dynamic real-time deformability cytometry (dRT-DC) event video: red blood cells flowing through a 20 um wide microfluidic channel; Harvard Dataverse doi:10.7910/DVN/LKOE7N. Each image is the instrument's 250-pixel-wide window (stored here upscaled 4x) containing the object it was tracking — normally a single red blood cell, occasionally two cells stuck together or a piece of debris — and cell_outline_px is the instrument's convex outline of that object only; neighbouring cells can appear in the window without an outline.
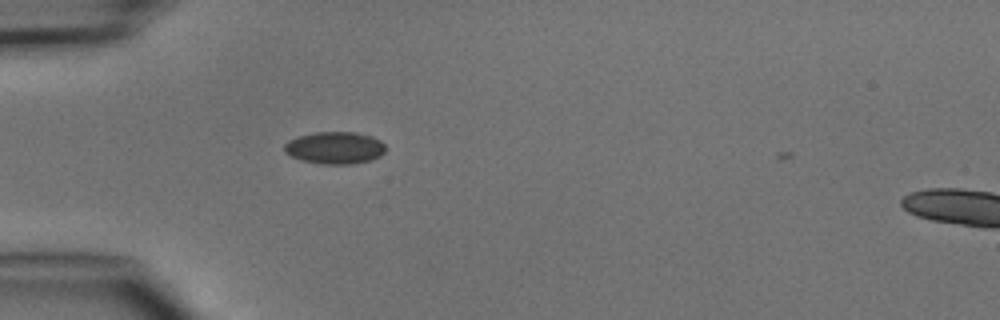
{"species": "common noctule bat (a hibernating species)", "species_latin": "Nyctalus noctula", "temperature_condition": "cold", "stored_images_in_passage": 5, "segment_of_instrument_passage": [1, 2], "camera_frame_rate_fps": 3000, "um_per_image_px": 0.085, "animal": {"sex": "male", "body_mass_g": 15.6}, "frame": {"image": 1, "passage_image": 4, "time_ms": 3.667, "image_size_px": [1000, 320], "cell_outline_px": [[384, 152], [380, 156], [372, 160], [352, 164], [320, 164], [300, 160], [284, 152], [284, 144], [288, 140], [300, 136], [316, 132], [356, 132], [372, 136], [380, 140], [384, 144]], "centroid_in_image_um": [28.46, 12.57], "position_along_channel_um": 56.5, "area_um2": 19.07}}